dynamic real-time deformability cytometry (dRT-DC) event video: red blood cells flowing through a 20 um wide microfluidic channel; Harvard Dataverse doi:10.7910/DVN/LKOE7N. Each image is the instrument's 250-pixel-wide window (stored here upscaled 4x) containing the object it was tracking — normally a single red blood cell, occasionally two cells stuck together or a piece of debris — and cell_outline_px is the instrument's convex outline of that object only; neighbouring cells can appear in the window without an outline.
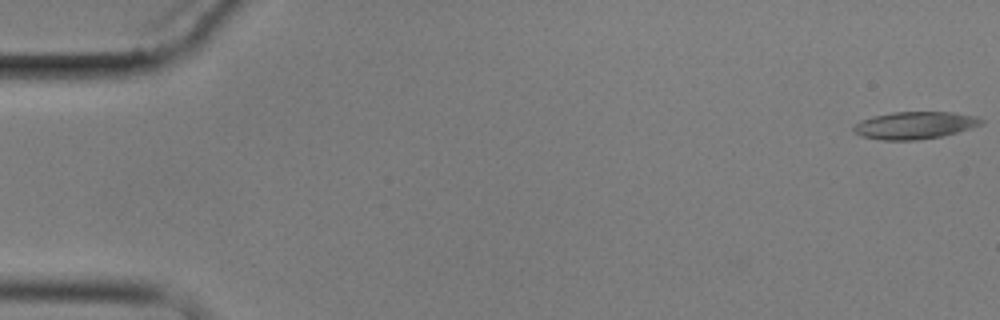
{"species": "common noctule bat (a hibernating species)", "species_latin": "Nyctalus noctula", "temperature_condition": "cold", "stored_images_in_passage": 7, "camera_frame_rate_fps": 3000, "um_per_image_px": 0.085, "animal": {"sex": "male", "body_mass_g": 17.9}, "frame": {"image": 1, "passage_image": 1, "time_ms": 0.0, "image_size_px": [1000, 320], "cell_outline_px": [[984, 124], [956, 132], [940, 136], [916, 140], [884, 140], [860, 136], [852, 132], [852, 128], [860, 120], [872, 116], [892, 112], [952, 112], [976, 116], [984, 120]], "centroid_in_image_um": [77.72, 10.64], "position_along_channel_um": 7.3, "area_um2": 20.35}}
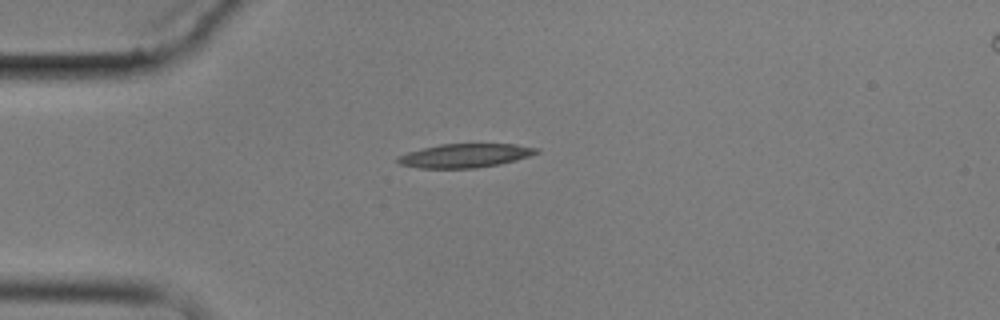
{"frame": {"image": 2, "passage_image": 5, "time_ms": 4.667, "image_size_px": [1000, 320], "cell_outline_px": [[540, 152], [516, 160], [500, 164], [476, 168], [420, 168], [400, 164], [396, 160], [396, 156], [408, 152], [440, 144], [516, 144], [540, 148]], "centroid_in_image_um": [39.54, 13.22], "position_along_channel_um": 45.5, "area_um2": 19.25}}
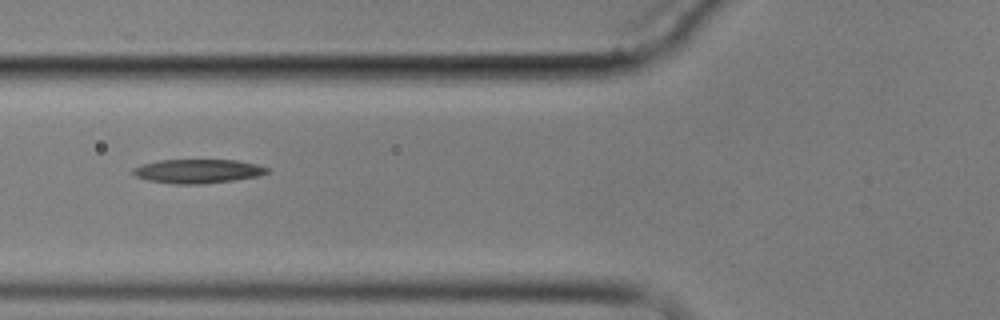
{"frame": {"image": 3, "passage_image": 7, "time_ms": 7.0, "image_size_px": [1000, 320], "cell_outline_px": [[268, 172], [260, 176], [204, 184], [176, 184], [148, 180], [136, 176], [132, 172], [132, 168], [140, 164], [160, 160], [236, 160], [256, 164], [268, 168]], "centroid_in_image_um": [16.79, 14.55], "position_along_channel_um": 109.0, "area_um2": 18.73}}